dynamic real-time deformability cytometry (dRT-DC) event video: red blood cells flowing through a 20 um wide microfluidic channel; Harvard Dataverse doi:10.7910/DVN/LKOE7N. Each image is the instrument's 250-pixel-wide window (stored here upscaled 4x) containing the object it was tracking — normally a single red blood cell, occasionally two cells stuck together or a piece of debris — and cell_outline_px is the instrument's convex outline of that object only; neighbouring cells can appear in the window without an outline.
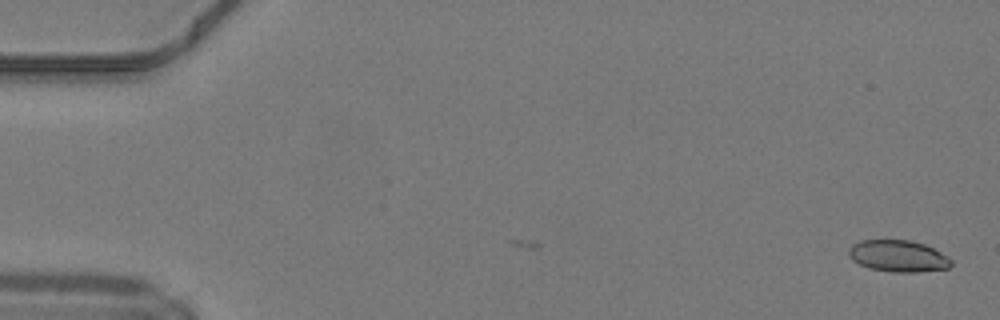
{"species": "common noctule bat (a hibernating species)", "species_latin": "Nyctalus noctula", "temperature_condition": "warm", "stored_images_in_passage": 6, "camera_frame_rate_fps": 3000, "um_per_image_px": 0.085, "animal": {"sex": "male", "body_mass_g": 19.2, "forearm_length_mm": 51.8}, "frame": {"image": 1, "passage_image": 6, "time_ms": 1.667, "image_size_px": [1000, 320], "cell_outline_px": [[952, 264], [948, 268], [916, 272], [892, 272], [868, 268], [852, 260], [848, 252], [848, 248], [852, 244], [860, 240], [908, 240], [924, 244], [940, 252], [952, 260]], "centroid_in_image_um": [76.31, 21.76], "position_along_channel_um": 8.7, "area_um2": 18.84}}